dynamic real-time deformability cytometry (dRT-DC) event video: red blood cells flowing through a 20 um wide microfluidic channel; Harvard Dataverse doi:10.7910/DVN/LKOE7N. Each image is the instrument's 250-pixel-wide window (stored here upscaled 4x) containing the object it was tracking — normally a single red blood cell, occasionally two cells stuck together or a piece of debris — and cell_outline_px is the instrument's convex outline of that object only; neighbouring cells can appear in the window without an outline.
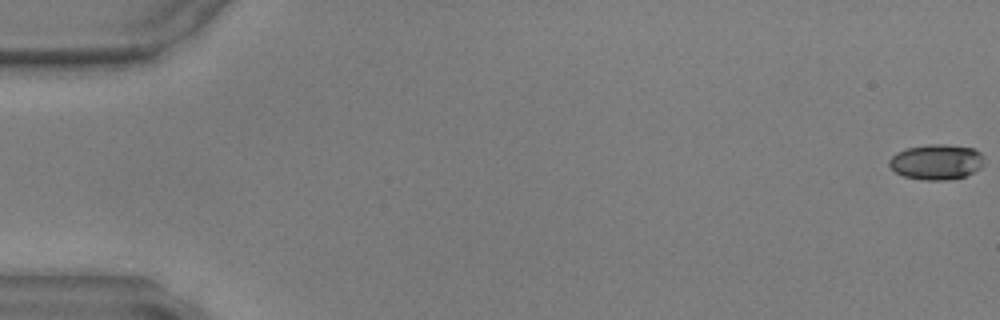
{"species": "common noctule bat (a hibernating species)", "species_latin": "Nyctalus noctula", "temperature_condition": "warm", "stored_images_in_passage": 42, "camera_frame_rate_fps": 3000, "um_per_image_px": 0.085, "animal": {"sex": "male", "body_mass_g": 17.9, "forearm_length_mm": 54.2}, "frame": {"image": 1, "passage_image": 1, "time_ms": 0.0, "image_size_px": [1000, 320], "cell_outline_px": [[984, 164], [980, 168], [964, 176], [948, 180], [924, 180], [904, 176], [896, 172], [888, 164], [888, 160], [896, 152], [908, 148], [928, 144], [944, 144], [972, 148], [980, 152], [984, 156]], "centroid_in_image_um": [79.6, 13.76], "position_along_channel_um": 5.4, "area_um2": 19.54}}
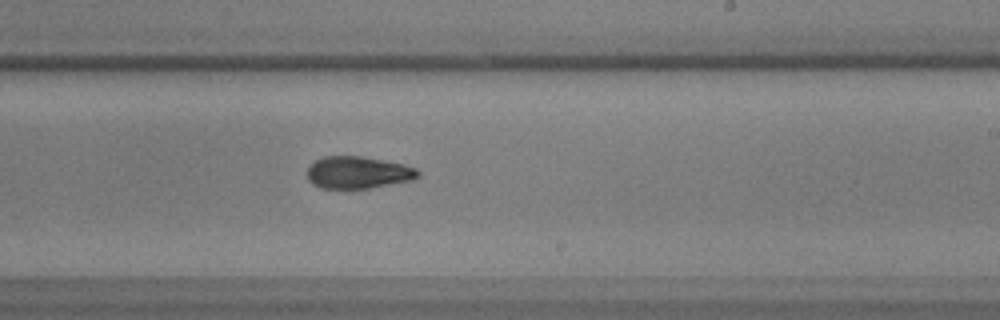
{"frame": {"image": 2, "passage_image": 30, "time_ms": 9.667, "image_size_px": [1000, 320], "cell_outline_px": [[420, 176], [412, 180], [368, 188], [320, 188], [312, 184], [308, 180], [308, 168], [316, 160], [324, 156], [360, 156], [404, 164], [416, 168], [420, 172]], "centroid_in_image_um": [30.44, 14.66], "position_along_channel_um": 258.6, "area_um2": 20.63}}
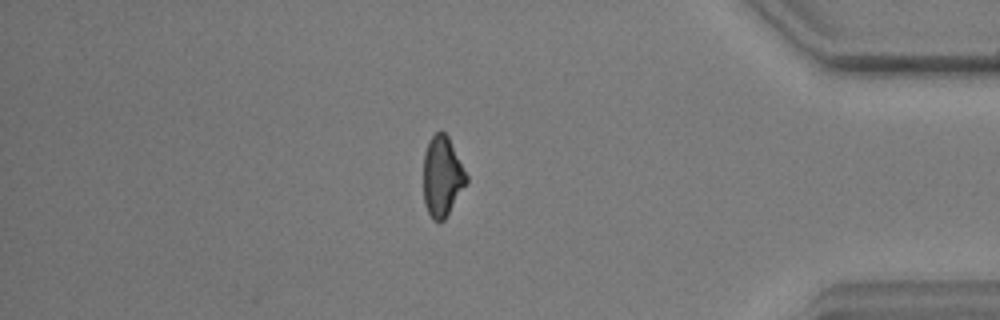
{"frame": {"image": 3, "passage_image": 42, "time_ms": 13.667, "image_size_px": [1000, 320], "cell_outline_px": [[468, 180], [444, 220], [440, 224], [432, 220], [424, 204], [424, 152], [428, 140], [436, 132], [444, 132], [448, 136], [468, 176]], "centroid_in_image_um": [37.57, 15.01], "position_along_channel_um": 397.6, "area_um2": 20.06}}